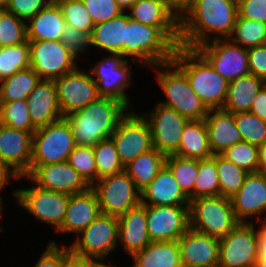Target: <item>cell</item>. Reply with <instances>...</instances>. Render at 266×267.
Listing matches in <instances>:
<instances>
[{"instance_id":"6da1fadb","label":"cell","mask_w":266,"mask_h":267,"mask_svg":"<svg viewBox=\"0 0 266 267\" xmlns=\"http://www.w3.org/2000/svg\"><path fill=\"white\" fill-rule=\"evenodd\" d=\"M237 16L234 0H190L179 14V46L196 49L210 42L211 33L213 39H229Z\"/></svg>"},{"instance_id":"7a4b0ae2","label":"cell","mask_w":266,"mask_h":267,"mask_svg":"<svg viewBox=\"0 0 266 267\" xmlns=\"http://www.w3.org/2000/svg\"><path fill=\"white\" fill-rule=\"evenodd\" d=\"M129 112L122 101L100 96L64 118L70 124L77 145L94 146L109 139L121 118Z\"/></svg>"},{"instance_id":"3957f363","label":"cell","mask_w":266,"mask_h":267,"mask_svg":"<svg viewBox=\"0 0 266 267\" xmlns=\"http://www.w3.org/2000/svg\"><path fill=\"white\" fill-rule=\"evenodd\" d=\"M172 61L186 74L192 90L208 110L222 109L228 82L196 49L177 46Z\"/></svg>"},{"instance_id":"277c9868","label":"cell","mask_w":266,"mask_h":267,"mask_svg":"<svg viewBox=\"0 0 266 267\" xmlns=\"http://www.w3.org/2000/svg\"><path fill=\"white\" fill-rule=\"evenodd\" d=\"M156 80L166 99L160 104L176 110L188 120L205 119L209 110L192 90L186 74L173 62L156 64ZM165 71H161V69ZM165 68V69H164Z\"/></svg>"},{"instance_id":"5b68a950","label":"cell","mask_w":266,"mask_h":267,"mask_svg":"<svg viewBox=\"0 0 266 267\" xmlns=\"http://www.w3.org/2000/svg\"><path fill=\"white\" fill-rule=\"evenodd\" d=\"M176 48L158 27L139 23L127 14L126 59L153 67L172 61Z\"/></svg>"},{"instance_id":"8992f818","label":"cell","mask_w":266,"mask_h":267,"mask_svg":"<svg viewBox=\"0 0 266 267\" xmlns=\"http://www.w3.org/2000/svg\"><path fill=\"white\" fill-rule=\"evenodd\" d=\"M239 223L230 198L219 195L189 201V228L194 231L220 239Z\"/></svg>"},{"instance_id":"52a82bcc","label":"cell","mask_w":266,"mask_h":267,"mask_svg":"<svg viewBox=\"0 0 266 267\" xmlns=\"http://www.w3.org/2000/svg\"><path fill=\"white\" fill-rule=\"evenodd\" d=\"M76 145L71 126L64 117L38 128L33 133L30 174L40 165L66 162Z\"/></svg>"},{"instance_id":"ba28073f","label":"cell","mask_w":266,"mask_h":267,"mask_svg":"<svg viewBox=\"0 0 266 267\" xmlns=\"http://www.w3.org/2000/svg\"><path fill=\"white\" fill-rule=\"evenodd\" d=\"M75 239L68 246L73 254L103 260L118 245V217L101 213Z\"/></svg>"},{"instance_id":"9c48e42d","label":"cell","mask_w":266,"mask_h":267,"mask_svg":"<svg viewBox=\"0 0 266 267\" xmlns=\"http://www.w3.org/2000/svg\"><path fill=\"white\" fill-rule=\"evenodd\" d=\"M102 214L119 217L141 203V193L125 172L97 180L92 186Z\"/></svg>"},{"instance_id":"30bf717a","label":"cell","mask_w":266,"mask_h":267,"mask_svg":"<svg viewBox=\"0 0 266 267\" xmlns=\"http://www.w3.org/2000/svg\"><path fill=\"white\" fill-rule=\"evenodd\" d=\"M253 222L239 223L219 239L218 267H256L258 229Z\"/></svg>"},{"instance_id":"8fae6325","label":"cell","mask_w":266,"mask_h":267,"mask_svg":"<svg viewBox=\"0 0 266 267\" xmlns=\"http://www.w3.org/2000/svg\"><path fill=\"white\" fill-rule=\"evenodd\" d=\"M31 188L16 189L14 198L27 212L52 225L57 231L63 223L70 194L39 188L33 182Z\"/></svg>"},{"instance_id":"7c38bea8","label":"cell","mask_w":266,"mask_h":267,"mask_svg":"<svg viewBox=\"0 0 266 267\" xmlns=\"http://www.w3.org/2000/svg\"><path fill=\"white\" fill-rule=\"evenodd\" d=\"M110 138L115 143L123 166L153 149L151 129L146 117L135 114L133 110L121 118Z\"/></svg>"},{"instance_id":"4fadbf2b","label":"cell","mask_w":266,"mask_h":267,"mask_svg":"<svg viewBox=\"0 0 266 267\" xmlns=\"http://www.w3.org/2000/svg\"><path fill=\"white\" fill-rule=\"evenodd\" d=\"M30 67L41 78L55 80L78 68L76 55L57 41H29Z\"/></svg>"},{"instance_id":"5bb4252c","label":"cell","mask_w":266,"mask_h":267,"mask_svg":"<svg viewBox=\"0 0 266 267\" xmlns=\"http://www.w3.org/2000/svg\"><path fill=\"white\" fill-rule=\"evenodd\" d=\"M196 50L227 82L250 74L248 51L230 39H212Z\"/></svg>"},{"instance_id":"9a60e30c","label":"cell","mask_w":266,"mask_h":267,"mask_svg":"<svg viewBox=\"0 0 266 267\" xmlns=\"http://www.w3.org/2000/svg\"><path fill=\"white\" fill-rule=\"evenodd\" d=\"M108 57L103 58L94 64L93 68L88 69L97 84V91L100 96L116 98L128 107L129 105V95L126 94L125 89L130 87L131 79V69L129 67V62L136 64L133 60H126L122 54H110ZM95 75V77H94Z\"/></svg>"},{"instance_id":"2e32d148","label":"cell","mask_w":266,"mask_h":267,"mask_svg":"<svg viewBox=\"0 0 266 267\" xmlns=\"http://www.w3.org/2000/svg\"><path fill=\"white\" fill-rule=\"evenodd\" d=\"M143 116L150 125L153 148L166 156L175 154L189 120L176 110L160 103L155 104L152 112L143 113Z\"/></svg>"},{"instance_id":"e0dca14e","label":"cell","mask_w":266,"mask_h":267,"mask_svg":"<svg viewBox=\"0 0 266 267\" xmlns=\"http://www.w3.org/2000/svg\"><path fill=\"white\" fill-rule=\"evenodd\" d=\"M62 116L73 113L97 100L100 95L91 73L75 69L54 80Z\"/></svg>"},{"instance_id":"ac0fdd59","label":"cell","mask_w":266,"mask_h":267,"mask_svg":"<svg viewBox=\"0 0 266 267\" xmlns=\"http://www.w3.org/2000/svg\"><path fill=\"white\" fill-rule=\"evenodd\" d=\"M151 241H177L189 229V205H145Z\"/></svg>"},{"instance_id":"d6986e66","label":"cell","mask_w":266,"mask_h":267,"mask_svg":"<svg viewBox=\"0 0 266 267\" xmlns=\"http://www.w3.org/2000/svg\"><path fill=\"white\" fill-rule=\"evenodd\" d=\"M33 134L0 123V160L21 178L30 175Z\"/></svg>"},{"instance_id":"ffe728a7","label":"cell","mask_w":266,"mask_h":267,"mask_svg":"<svg viewBox=\"0 0 266 267\" xmlns=\"http://www.w3.org/2000/svg\"><path fill=\"white\" fill-rule=\"evenodd\" d=\"M230 199L240 223H249L246 218L252 216L260 224L264 219L260 216L266 212V174L248 173L240 190Z\"/></svg>"},{"instance_id":"44dd1931","label":"cell","mask_w":266,"mask_h":267,"mask_svg":"<svg viewBox=\"0 0 266 267\" xmlns=\"http://www.w3.org/2000/svg\"><path fill=\"white\" fill-rule=\"evenodd\" d=\"M39 188L70 195L86 191L90 186L66 161L38 166L28 177Z\"/></svg>"},{"instance_id":"7402d4cb","label":"cell","mask_w":266,"mask_h":267,"mask_svg":"<svg viewBox=\"0 0 266 267\" xmlns=\"http://www.w3.org/2000/svg\"><path fill=\"white\" fill-rule=\"evenodd\" d=\"M128 10L131 19L158 27L179 46V14L164 0H137Z\"/></svg>"},{"instance_id":"603a6c76","label":"cell","mask_w":266,"mask_h":267,"mask_svg":"<svg viewBox=\"0 0 266 267\" xmlns=\"http://www.w3.org/2000/svg\"><path fill=\"white\" fill-rule=\"evenodd\" d=\"M182 266L218 267L219 239L189 228L178 240Z\"/></svg>"},{"instance_id":"cb8c5ba5","label":"cell","mask_w":266,"mask_h":267,"mask_svg":"<svg viewBox=\"0 0 266 267\" xmlns=\"http://www.w3.org/2000/svg\"><path fill=\"white\" fill-rule=\"evenodd\" d=\"M26 101L31 122L36 129L63 118L54 80L40 79Z\"/></svg>"},{"instance_id":"d4e9b609","label":"cell","mask_w":266,"mask_h":267,"mask_svg":"<svg viewBox=\"0 0 266 267\" xmlns=\"http://www.w3.org/2000/svg\"><path fill=\"white\" fill-rule=\"evenodd\" d=\"M101 214L99 200L92 187L70 195L62 226L57 233L79 234Z\"/></svg>"},{"instance_id":"484cf974","label":"cell","mask_w":266,"mask_h":267,"mask_svg":"<svg viewBox=\"0 0 266 267\" xmlns=\"http://www.w3.org/2000/svg\"><path fill=\"white\" fill-rule=\"evenodd\" d=\"M132 256L142 250L151 240L147 229V217L144 204H138L118 217V242Z\"/></svg>"},{"instance_id":"4316f807","label":"cell","mask_w":266,"mask_h":267,"mask_svg":"<svg viewBox=\"0 0 266 267\" xmlns=\"http://www.w3.org/2000/svg\"><path fill=\"white\" fill-rule=\"evenodd\" d=\"M140 193L144 205H189L190 201L166 165Z\"/></svg>"},{"instance_id":"83f0119b","label":"cell","mask_w":266,"mask_h":267,"mask_svg":"<svg viewBox=\"0 0 266 267\" xmlns=\"http://www.w3.org/2000/svg\"><path fill=\"white\" fill-rule=\"evenodd\" d=\"M204 120L213 155L221 154L232 145L242 142L241 133L235 124L234 113L223 109H212Z\"/></svg>"},{"instance_id":"f1b7e54d","label":"cell","mask_w":266,"mask_h":267,"mask_svg":"<svg viewBox=\"0 0 266 267\" xmlns=\"http://www.w3.org/2000/svg\"><path fill=\"white\" fill-rule=\"evenodd\" d=\"M126 34L127 13L124 12L109 21L95 24L90 34V45L126 58Z\"/></svg>"},{"instance_id":"f546056e","label":"cell","mask_w":266,"mask_h":267,"mask_svg":"<svg viewBox=\"0 0 266 267\" xmlns=\"http://www.w3.org/2000/svg\"><path fill=\"white\" fill-rule=\"evenodd\" d=\"M28 21V41L61 40L67 25L58 4H47Z\"/></svg>"},{"instance_id":"4dcf8cb0","label":"cell","mask_w":266,"mask_h":267,"mask_svg":"<svg viewBox=\"0 0 266 267\" xmlns=\"http://www.w3.org/2000/svg\"><path fill=\"white\" fill-rule=\"evenodd\" d=\"M131 258V267H182L177 241H151Z\"/></svg>"},{"instance_id":"1f68e13d","label":"cell","mask_w":266,"mask_h":267,"mask_svg":"<svg viewBox=\"0 0 266 267\" xmlns=\"http://www.w3.org/2000/svg\"><path fill=\"white\" fill-rule=\"evenodd\" d=\"M175 155L198 160L213 156L204 119L187 122L181 136L179 149Z\"/></svg>"},{"instance_id":"d6a6232c","label":"cell","mask_w":266,"mask_h":267,"mask_svg":"<svg viewBox=\"0 0 266 267\" xmlns=\"http://www.w3.org/2000/svg\"><path fill=\"white\" fill-rule=\"evenodd\" d=\"M265 82L253 74L228 82L227 97L223 110L236 113L250 111L257 92Z\"/></svg>"},{"instance_id":"836d02e7","label":"cell","mask_w":266,"mask_h":267,"mask_svg":"<svg viewBox=\"0 0 266 267\" xmlns=\"http://www.w3.org/2000/svg\"><path fill=\"white\" fill-rule=\"evenodd\" d=\"M166 157L165 154L153 148L146 153L140 154L124 166V171L132 178L137 189L141 192L165 165Z\"/></svg>"},{"instance_id":"e575fe53","label":"cell","mask_w":266,"mask_h":267,"mask_svg":"<svg viewBox=\"0 0 266 267\" xmlns=\"http://www.w3.org/2000/svg\"><path fill=\"white\" fill-rule=\"evenodd\" d=\"M40 79L33 69L29 67L1 80L0 102L26 100Z\"/></svg>"},{"instance_id":"d590c367","label":"cell","mask_w":266,"mask_h":267,"mask_svg":"<svg viewBox=\"0 0 266 267\" xmlns=\"http://www.w3.org/2000/svg\"><path fill=\"white\" fill-rule=\"evenodd\" d=\"M165 165L171 170L182 191L193 200L194 183L198 176V159L172 154L166 157Z\"/></svg>"},{"instance_id":"8d00e7d4","label":"cell","mask_w":266,"mask_h":267,"mask_svg":"<svg viewBox=\"0 0 266 267\" xmlns=\"http://www.w3.org/2000/svg\"><path fill=\"white\" fill-rule=\"evenodd\" d=\"M219 195L217 154H214L211 158L198 160V176L194 183L193 199Z\"/></svg>"},{"instance_id":"74e56055","label":"cell","mask_w":266,"mask_h":267,"mask_svg":"<svg viewBox=\"0 0 266 267\" xmlns=\"http://www.w3.org/2000/svg\"><path fill=\"white\" fill-rule=\"evenodd\" d=\"M229 39L247 49L265 45L266 24L237 16L233 34Z\"/></svg>"},{"instance_id":"f35d334b","label":"cell","mask_w":266,"mask_h":267,"mask_svg":"<svg viewBox=\"0 0 266 267\" xmlns=\"http://www.w3.org/2000/svg\"><path fill=\"white\" fill-rule=\"evenodd\" d=\"M29 67V41L10 47H0V81Z\"/></svg>"},{"instance_id":"ab89813d","label":"cell","mask_w":266,"mask_h":267,"mask_svg":"<svg viewBox=\"0 0 266 267\" xmlns=\"http://www.w3.org/2000/svg\"><path fill=\"white\" fill-rule=\"evenodd\" d=\"M217 173L220 195L227 198H231L240 190L248 174L221 154H217Z\"/></svg>"},{"instance_id":"60d3db41","label":"cell","mask_w":266,"mask_h":267,"mask_svg":"<svg viewBox=\"0 0 266 267\" xmlns=\"http://www.w3.org/2000/svg\"><path fill=\"white\" fill-rule=\"evenodd\" d=\"M93 150L97 167V180L124 171L115 143L111 138L99 141L93 146Z\"/></svg>"},{"instance_id":"b9f144b4","label":"cell","mask_w":266,"mask_h":267,"mask_svg":"<svg viewBox=\"0 0 266 267\" xmlns=\"http://www.w3.org/2000/svg\"><path fill=\"white\" fill-rule=\"evenodd\" d=\"M28 111L26 100L0 102V123L33 134L37 129L33 126Z\"/></svg>"},{"instance_id":"7bdbcfd3","label":"cell","mask_w":266,"mask_h":267,"mask_svg":"<svg viewBox=\"0 0 266 267\" xmlns=\"http://www.w3.org/2000/svg\"><path fill=\"white\" fill-rule=\"evenodd\" d=\"M26 41V22L6 9H0V47H10Z\"/></svg>"},{"instance_id":"ee69618b","label":"cell","mask_w":266,"mask_h":267,"mask_svg":"<svg viewBox=\"0 0 266 267\" xmlns=\"http://www.w3.org/2000/svg\"><path fill=\"white\" fill-rule=\"evenodd\" d=\"M235 124L242 141L260 146L266 143V122L249 111L234 113Z\"/></svg>"},{"instance_id":"f6af8a7d","label":"cell","mask_w":266,"mask_h":267,"mask_svg":"<svg viewBox=\"0 0 266 267\" xmlns=\"http://www.w3.org/2000/svg\"><path fill=\"white\" fill-rule=\"evenodd\" d=\"M67 162L91 187L97 181V167L93 146L76 145Z\"/></svg>"},{"instance_id":"bcb514c9","label":"cell","mask_w":266,"mask_h":267,"mask_svg":"<svg viewBox=\"0 0 266 267\" xmlns=\"http://www.w3.org/2000/svg\"><path fill=\"white\" fill-rule=\"evenodd\" d=\"M228 161L248 173L259 172L258 146L248 142H239L221 153Z\"/></svg>"},{"instance_id":"7dc6e473","label":"cell","mask_w":266,"mask_h":267,"mask_svg":"<svg viewBox=\"0 0 266 267\" xmlns=\"http://www.w3.org/2000/svg\"><path fill=\"white\" fill-rule=\"evenodd\" d=\"M57 4L67 25L91 34L94 23L82 0H59Z\"/></svg>"},{"instance_id":"c3c4849f","label":"cell","mask_w":266,"mask_h":267,"mask_svg":"<svg viewBox=\"0 0 266 267\" xmlns=\"http://www.w3.org/2000/svg\"><path fill=\"white\" fill-rule=\"evenodd\" d=\"M82 2L90 14L94 25L109 21L124 13L116 0H82Z\"/></svg>"},{"instance_id":"681fc988","label":"cell","mask_w":266,"mask_h":267,"mask_svg":"<svg viewBox=\"0 0 266 267\" xmlns=\"http://www.w3.org/2000/svg\"><path fill=\"white\" fill-rule=\"evenodd\" d=\"M61 41L78 59L83 51L91 47L90 35L75 28L73 25H66ZM80 53V54H79Z\"/></svg>"},{"instance_id":"f907efd6","label":"cell","mask_w":266,"mask_h":267,"mask_svg":"<svg viewBox=\"0 0 266 267\" xmlns=\"http://www.w3.org/2000/svg\"><path fill=\"white\" fill-rule=\"evenodd\" d=\"M46 5L44 0H9L6 10L18 18L28 21Z\"/></svg>"},{"instance_id":"816d5d0a","label":"cell","mask_w":266,"mask_h":267,"mask_svg":"<svg viewBox=\"0 0 266 267\" xmlns=\"http://www.w3.org/2000/svg\"><path fill=\"white\" fill-rule=\"evenodd\" d=\"M238 16L266 24V0H240Z\"/></svg>"},{"instance_id":"f5cc1de1","label":"cell","mask_w":266,"mask_h":267,"mask_svg":"<svg viewBox=\"0 0 266 267\" xmlns=\"http://www.w3.org/2000/svg\"><path fill=\"white\" fill-rule=\"evenodd\" d=\"M34 267H63L66 257V246L59 247L55 241L48 243Z\"/></svg>"},{"instance_id":"db71d44e","label":"cell","mask_w":266,"mask_h":267,"mask_svg":"<svg viewBox=\"0 0 266 267\" xmlns=\"http://www.w3.org/2000/svg\"><path fill=\"white\" fill-rule=\"evenodd\" d=\"M247 51L250 74L257 76L266 83V44L248 48Z\"/></svg>"},{"instance_id":"11a10c76","label":"cell","mask_w":266,"mask_h":267,"mask_svg":"<svg viewBox=\"0 0 266 267\" xmlns=\"http://www.w3.org/2000/svg\"><path fill=\"white\" fill-rule=\"evenodd\" d=\"M249 112L266 122V83L257 92Z\"/></svg>"},{"instance_id":"9f6ffc18","label":"cell","mask_w":266,"mask_h":267,"mask_svg":"<svg viewBox=\"0 0 266 267\" xmlns=\"http://www.w3.org/2000/svg\"><path fill=\"white\" fill-rule=\"evenodd\" d=\"M96 260L94 258L75 255L66 246V257L63 267H94Z\"/></svg>"},{"instance_id":"6f0895ef","label":"cell","mask_w":266,"mask_h":267,"mask_svg":"<svg viewBox=\"0 0 266 267\" xmlns=\"http://www.w3.org/2000/svg\"><path fill=\"white\" fill-rule=\"evenodd\" d=\"M258 259L256 267H266V231L258 227Z\"/></svg>"},{"instance_id":"680465c9","label":"cell","mask_w":266,"mask_h":267,"mask_svg":"<svg viewBox=\"0 0 266 267\" xmlns=\"http://www.w3.org/2000/svg\"><path fill=\"white\" fill-rule=\"evenodd\" d=\"M12 178L20 179L21 177L6 163L0 160V191H2L4 187L8 185L9 180L11 181Z\"/></svg>"},{"instance_id":"91938a15","label":"cell","mask_w":266,"mask_h":267,"mask_svg":"<svg viewBox=\"0 0 266 267\" xmlns=\"http://www.w3.org/2000/svg\"><path fill=\"white\" fill-rule=\"evenodd\" d=\"M259 171L266 174V143L258 146Z\"/></svg>"},{"instance_id":"94428289","label":"cell","mask_w":266,"mask_h":267,"mask_svg":"<svg viewBox=\"0 0 266 267\" xmlns=\"http://www.w3.org/2000/svg\"><path fill=\"white\" fill-rule=\"evenodd\" d=\"M169 4L178 14H180L190 0H164Z\"/></svg>"},{"instance_id":"6125c7cd","label":"cell","mask_w":266,"mask_h":267,"mask_svg":"<svg viewBox=\"0 0 266 267\" xmlns=\"http://www.w3.org/2000/svg\"><path fill=\"white\" fill-rule=\"evenodd\" d=\"M117 4L123 9V11H126V9H129L137 0H116Z\"/></svg>"},{"instance_id":"be15d7a7","label":"cell","mask_w":266,"mask_h":267,"mask_svg":"<svg viewBox=\"0 0 266 267\" xmlns=\"http://www.w3.org/2000/svg\"><path fill=\"white\" fill-rule=\"evenodd\" d=\"M104 260L105 259H103V260H96V262H95V264H94V267H116V266H114V265H107V264H105L104 263Z\"/></svg>"},{"instance_id":"e7e4bbea","label":"cell","mask_w":266,"mask_h":267,"mask_svg":"<svg viewBox=\"0 0 266 267\" xmlns=\"http://www.w3.org/2000/svg\"><path fill=\"white\" fill-rule=\"evenodd\" d=\"M9 0H0V9H6Z\"/></svg>"},{"instance_id":"03108f58","label":"cell","mask_w":266,"mask_h":267,"mask_svg":"<svg viewBox=\"0 0 266 267\" xmlns=\"http://www.w3.org/2000/svg\"><path fill=\"white\" fill-rule=\"evenodd\" d=\"M2 201H3V199L0 198V220L2 219V218H1V216H2L1 214L3 213V212H2V209H3V208H2V205H3V202H2ZM0 222H1V221H0ZM1 232H2V227H1V225H0V233H1Z\"/></svg>"},{"instance_id":"003e7915","label":"cell","mask_w":266,"mask_h":267,"mask_svg":"<svg viewBox=\"0 0 266 267\" xmlns=\"http://www.w3.org/2000/svg\"><path fill=\"white\" fill-rule=\"evenodd\" d=\"M260 226L266 231V215H264L263 221L260 223Z\"/></svg>"},{"instance_id":"a7ac6f4b","label":"cell","mask_w":266,"mask_h":267,"mask_svg":"<svg viewBox=\"0 0 266 267\" xmlns=\"http://www.w3.org/2000/svg\"><path fill=\"white\" fill-rule=\"evenodd\" d=\"M47 4H57L59 0H44Z\"/></svg>"}]
</instances>
